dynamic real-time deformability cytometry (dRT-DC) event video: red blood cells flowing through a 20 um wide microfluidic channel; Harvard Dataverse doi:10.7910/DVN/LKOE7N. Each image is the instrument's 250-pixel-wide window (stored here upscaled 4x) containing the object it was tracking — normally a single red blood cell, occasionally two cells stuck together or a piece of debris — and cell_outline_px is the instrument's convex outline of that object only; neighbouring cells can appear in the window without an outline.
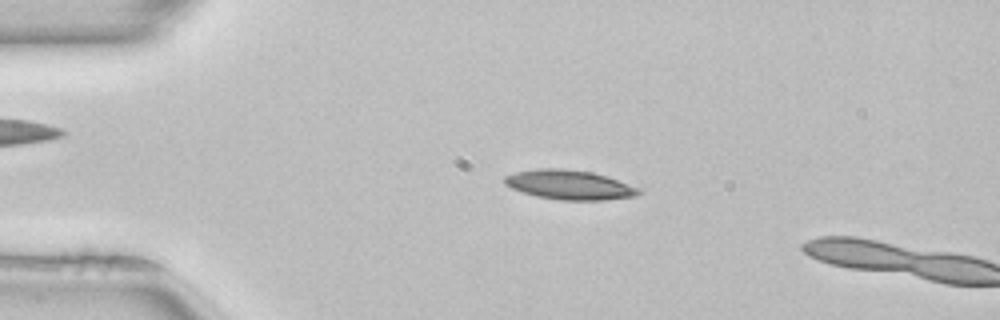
{"species": "common noctule bat (a hibernating species)", "species_latin": "Nyctalus noctula", "temperature_condition": "room temperature", "stored_images_in_passage": 12, "camera_frame_rate_fps": 3000, "um_per_image_px": 0.085, "animal": {"sex": "female", "body_mass_g": 22.7, "forearm_length_mm": 54.2}, "frame": {"image": 1, "passage_image": 10, "time_ms": 3.0, "image_size_px": [1000, 320], "cell_outline_px": [[644, 192], [636, 196], [604, 200], [560, 200], [536, 196], [512, 188], [504, 184], [504, 176], [516, 172], [536, 168], [564, 168], [592, 172], [608, 176], [640, 188]], "centroid_in_image_um": [48.44, 15.7], "position_along_channel_um": 36.6, "area_um2": 23.24}}